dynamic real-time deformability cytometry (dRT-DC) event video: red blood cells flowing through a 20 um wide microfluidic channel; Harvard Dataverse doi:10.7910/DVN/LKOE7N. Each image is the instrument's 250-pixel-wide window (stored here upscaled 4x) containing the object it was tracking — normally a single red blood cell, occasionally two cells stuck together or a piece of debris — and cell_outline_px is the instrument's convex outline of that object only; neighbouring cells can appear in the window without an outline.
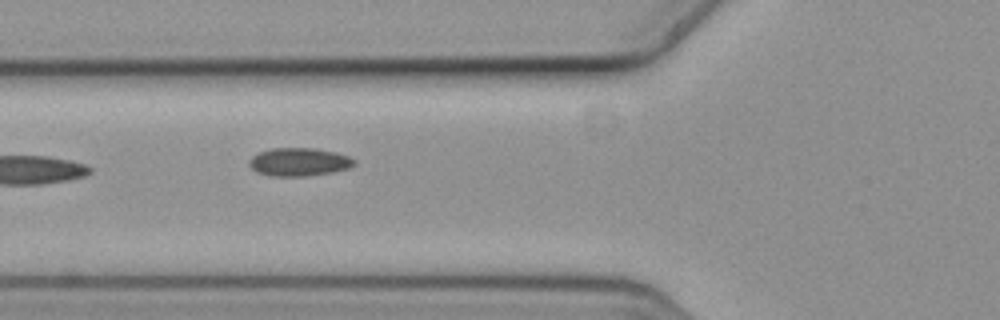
{"species": "common noctule bat (a hibernating species)", "species_latin": "Nyctalus noctula", "temperature_condition": "cold", "stored_images_in_passage": 9, "camera_frame_rate_fps": 3000, "um_per_image_px": 0.085, "animal": {"sex": "female", "body_mass_g": 19.3, "forearm_length_mm": 54.1}, "frame": {"image": 1, "passage_image": 6, "time_ms": 1.667, "image_size_px": [1000, 320], "cell_outline_px": [[356, 164], [348, 168], [332, 172], [304, 176], [272, 176], [256, 172], [248, 164], [248, 160], [256, 152], [272, 148], [316, 148], [336, 152], [348, 156], [356, 160]], "centroid_in_image_um": [25.39, 13.75], "position_along_channel_um": 100.4, "area_um2": 17.4}}
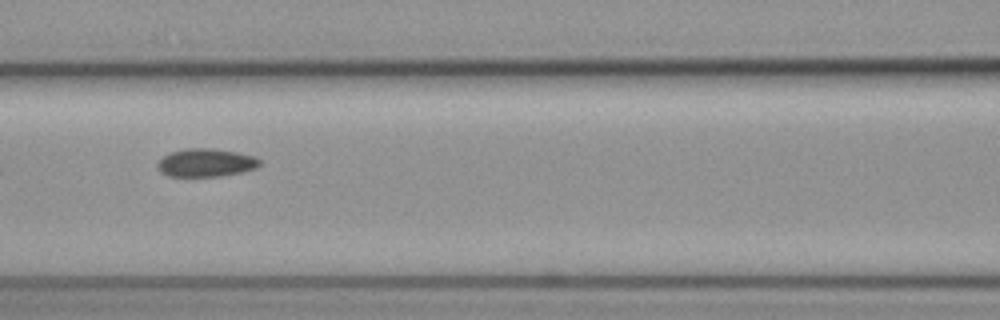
{"frame": {"image": 2, "passage_image": 7, "time_ms": 2.0, "image_size_px": [1000, 320], "cell_outline_px": [[260, 164], [256, 168], [244, 172], [220, 176], [168, 176], [160, 172], [156, 164], [164, 156], [172, 152], [184, 148], [212, 148], [236, 152], [256, 156], [260, 160]], "centroid_in_image_um": [17.52, 13.83], "position_along_channel_um": 149.1, "area_um2": 16.82}}
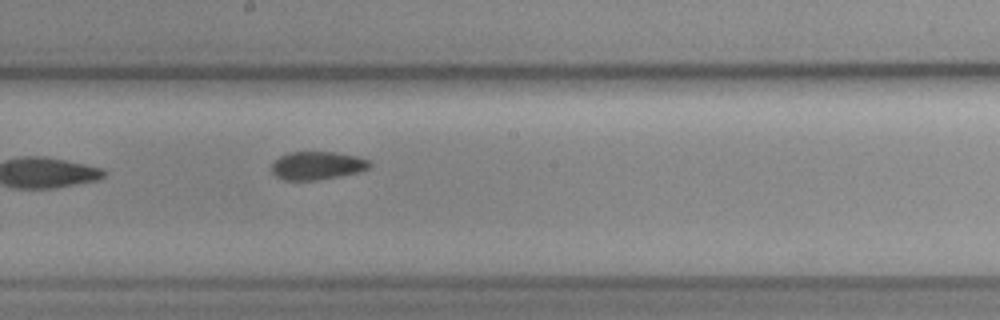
{"frame": {"image": 3, "passage_image": 9, "time_ms": 2.667, "image_size_px": [1000, 320], "cell_outline_px": [[372, 164], [368, 168], [360, 172], [320, 180], [284, 180], [276, 176], [272, 172], [272, 164], [280, 156], [288, 152], [332, 152], [356, 156], [368, 160]], "centroid_in_image_um": [26.96, 14.08], "position_along_channel_um": 221.2, "area_um2": 16.07}}